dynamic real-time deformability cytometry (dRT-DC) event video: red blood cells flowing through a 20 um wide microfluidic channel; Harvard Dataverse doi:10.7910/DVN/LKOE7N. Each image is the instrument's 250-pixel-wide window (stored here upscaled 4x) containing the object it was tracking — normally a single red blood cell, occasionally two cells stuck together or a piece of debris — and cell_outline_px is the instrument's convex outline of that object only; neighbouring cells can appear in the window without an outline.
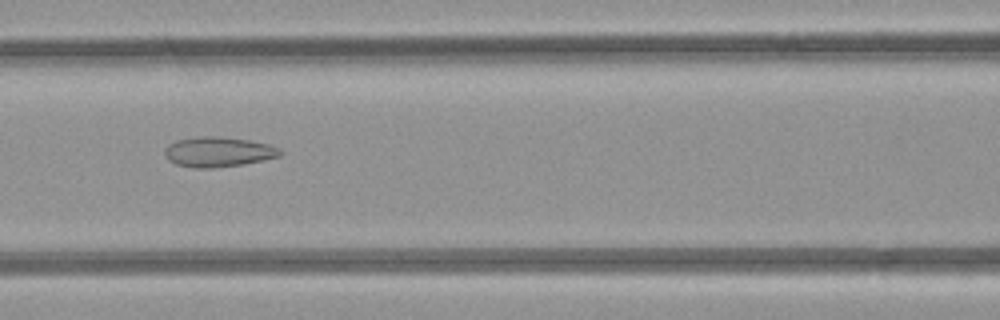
{"species": "common noctule bat (a hibernating species)", "species_latin": "Nyctalus noctula", "temperature_condition": "room temperature", "stored_images_in_passage": 7, "camera_frame_rate_fps": 3000, "um_per_image_px": 0.085, "animal": {"sex": "female", "body_mass_g": 21.9}, "frame": {"image": 1, "passage_image": 6, "time_ms": 5.667, "image_size_px": [1000, 320], "cell_outline_px": [[284, 152], [280, 156], [264, 160], [244, 164], [212, 168], [192, 168], [176, 164], [168, 160], [164, 152], [164, 148], [168, 144], [176, 140], [200, 136], [216, 136], [248, 140], [268, 144], [280, 148]], "centroid_in_image_um": [18.55, 12.91], "position_along_channel_um": 148.1, "area_um2": 20.35}}
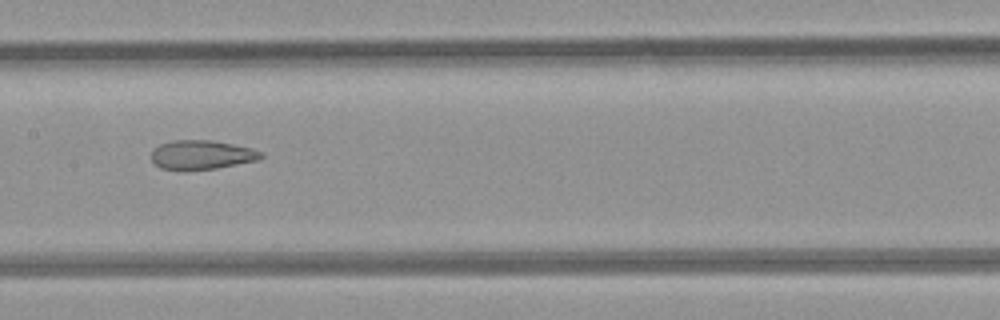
{"frame": {"image": 2, "passage_image": 7, "time_ms": 6.667, "image_size_px": [1000, 320], "cell_outline_px": [[264, 156], [260, 160], [216, 168], [184, 172], [160, 168], [152, 160], [152, 148], [160, 144], [172, 140], [212, 140], [252, 148], [264, 152]], "centroid_in_image_um": [17.14, 13.18], "position_along_channel_um": 190.3, "area_um2": 19.13}}